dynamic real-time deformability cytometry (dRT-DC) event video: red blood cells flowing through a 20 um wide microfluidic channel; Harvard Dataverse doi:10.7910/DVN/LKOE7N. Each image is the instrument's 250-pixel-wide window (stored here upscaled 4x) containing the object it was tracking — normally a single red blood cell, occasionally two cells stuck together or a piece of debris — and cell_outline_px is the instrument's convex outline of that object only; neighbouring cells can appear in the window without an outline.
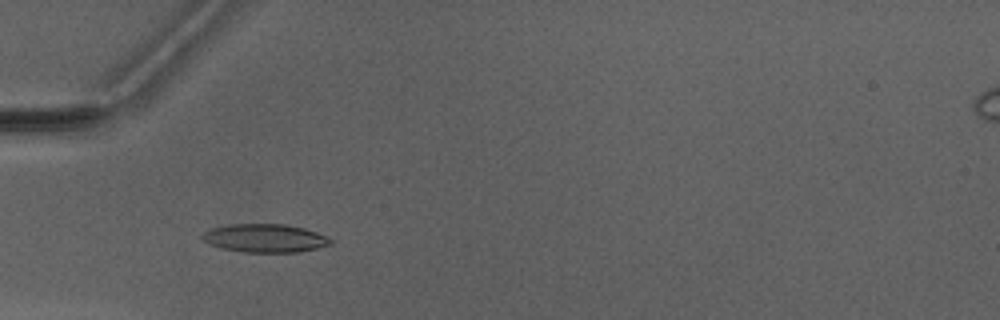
{"species": "Egyptian fruit bat (a non-hibernating species)", "species_latin": "Rousettus aegyptiacus", "temperature_condition": "warm", "stored_images_in_passage": 7, "camera_frame_rate_fps": 3000, "um_per_image_px": 0.085, "animal": {"sex": "male"}, "frame": {"image": 1, "passage_image": 5, "time_ms": 5.667, "image_size_px": [1000, 320], "cell_outline_px": [[332, 244], [300, 252], [240, 252], [220, 248], [208, 244], [200, 236], [204, 232], [212, 228], [232, 224], [284, 224], [304, 228], [316, 232], [332, 240]], "centroid_in_image_um": [22.49, 20.25], "position_along_channel_um": 62.5, "area_um2": 21.15}}
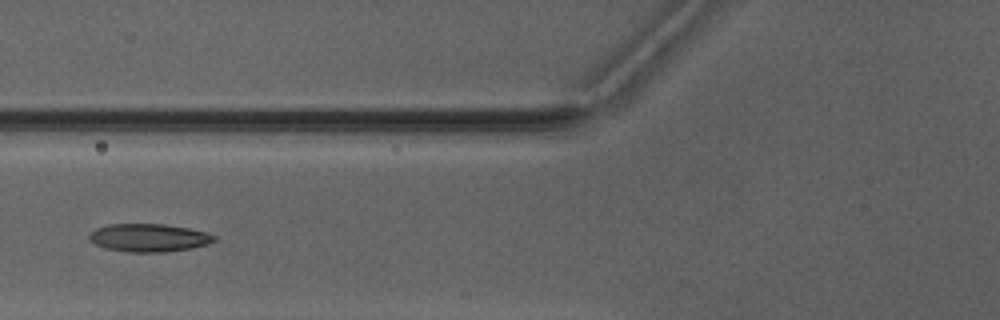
{"frame": {"image": 2, "passage_image": 6, "time_ms": 7.0, "image_size_px": [1000, 320], "cell_outline_px": [[216, 240], [208, 244], [192, 248], [164, 252], [128, 252], [104, 248], [96, 244], [88, 236], [96, 228], [108, 224], [164, 224], [188, 228], [208, 232], [216, 236]], "centroid_in_image_um": [12.69, 20.21], "position_along_channel_um": 113.1, "area_um2": 20.4}}
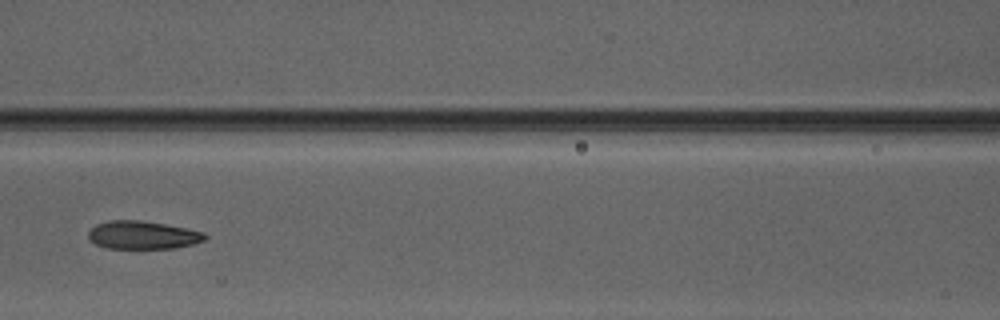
{"frame": {"image": 3, "passage_image": 7, "time_ms": 8.0, "image_size_px": [1000, 320], "cell_outline_px": [[208, 236], [204, 240], [192, 244], [176, 248], [108, 248], [96, 244], [88, 240], [88, 232], [96, 224], [108, 220], [140, 220], [188, 228], [204, 232]], "centroid_in_image_um": [12.12, 19.97], "position_along_channel_um": 154.5, "area_um2": 19.13}}